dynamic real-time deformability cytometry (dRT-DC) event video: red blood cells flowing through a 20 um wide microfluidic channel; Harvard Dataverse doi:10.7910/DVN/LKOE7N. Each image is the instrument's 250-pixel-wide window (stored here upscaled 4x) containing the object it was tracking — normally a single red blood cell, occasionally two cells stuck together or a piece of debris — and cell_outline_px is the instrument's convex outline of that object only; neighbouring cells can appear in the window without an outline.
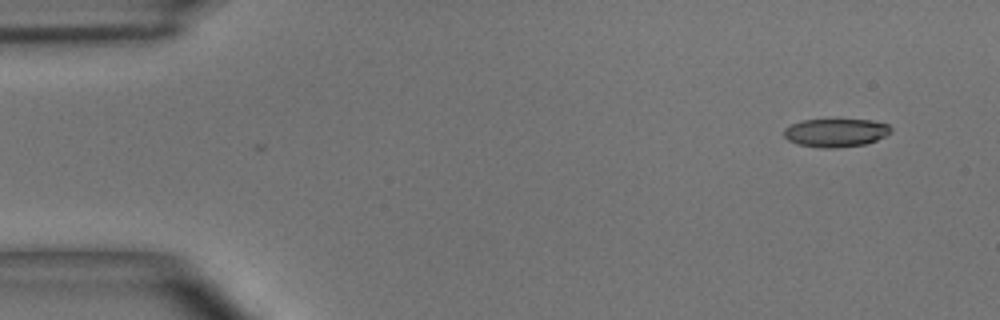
{"species": "common noctule bat (a hibernating species)", "species_latin": "Nyctalus noctula", "temperature_condition": "room temperature", "stored_images_in_passage": 9, "camera_frame_rate_fps": 3000, "um_per_image_px": 0.085, "animal": {"sex": "male", "body_mass_g": 15.6}, "frame": {"image": 1, "passage_image": 1, "time_ms": 0.0, "image_size_px": [1000, 320], "cell_outline_px": [[892, 132], [876, 140], [864, 144], [836, 148], [824, 148], [796, 144], [788, 140], [784, 136], [784, 128], [792, 124], [804, 120], [872, 120], [888, 124], [892, 128]], "centroid_in_image_um": [71.04, 11.28], "position_along_channel_um": 14.0, "area_um2": 17.57}}